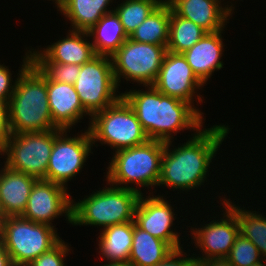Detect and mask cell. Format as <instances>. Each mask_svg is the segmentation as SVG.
Here are the masks:
<instances>
[{
	"label": "cell",
	"instance_id": "e575fe53",
	"mask_svg": "<svg viewBox=\"0 0 266 266\" xmlns=\"http://www.w3.org/2000/svg\"><path fill=\"white\" fill-rule=\"evenodd\" d=\"M198 266H234L226 258L209 259L207 261L198 262Z\"/></svg>",
	"mask_w": 266,
	"mask_h": 266
},
{
	"label": "cell",
	"instance_id": "3957f363",
	"mask_svg": "<svg viewBox=\"0 0 266 266\" xmlns=\"http://www.w3.org/2000/svg\"><path fill=\"white\" fill-rule=\"evenodd\" d=\"M25 55L8 103L10 132L22 134L59 129L49 109L46 78L31 63V51Z\"/></svg>",
	"mask_w": 266,
	"mask_h": 266
},
{
	"label": "cell",
	"instance_id": "83f0119b",
	"mask_svg": "<svg viewBox=\"0 0 266 266\" xmlns=\"http://www.w3.org/2000/svg\"><path fill=\"white\" fill-rule=\"evenodd\" d=\"M163 0H125L114 11L128 36Z\"/></svg>",
	"mask_w": 266,
	"mask_h": 266
},
{
	"label": "cell",
	"instance_id": "44dd1931",
	"mask_svg": "<svg viewBox=\"0 0 266 266\" xmlns=\"http://www.w3.org/2000/svg\"><path fill=\"white\" fill-rule=\"evenodd\" d=\"M112 0H61L58 11L70 20L73 31H89L109 10ZM108 9V10H107Z\"/></svg>",
	"mask_w": 266,
	"mask_h": 266
},
{
	"label": "cell",
	"instance_id": "52a82bcc",
	"mask_svg": "<svg viewBox=\"0 0 266 266\" xmlns=\"http://www.w3.org/2000/svg\"><path fill=\"white\" fill-rule=\"evenodd\" d=\"M88 130L92 142L100 141L115 151L145 144L149 139L133 108L121 97L104 110L94 113Z\"/></svg>",
	"mask_w": 266,
	"mask_h": 266
},
{
	"label": "cell",
	"instance_id": "f546056e",
	"mask_svg": "<svg viewBox=\"0 0 266 266\" xmlns=\"http://www.w3.org/2000/svg\"><path fill=\"white\" fill-rule=\"evenodd\" d=\"M49 81L75 84L79 76L81 65L60 64L55 62H31Z\"/></svg>",
	"mask_w": 266,
	"mask_h": 266
},
{
	"label": "cell",
	"instance_id": "603a6c76",
	"mask_svg": "<svg viewBox=\"0 0 266 266\" xmlns=\"http://www.w3.org/2000/svg\"><path fill=\"white\" fill-rule=\"evenodd\" d=\"M173 250L167 242L142 230L133 221V242L128 260L133 266H155Z\"/></svg>",
	"mask_w": 266,
	"mask_h": 266
},
{
	"label": "cell",
	"instance_id": "277c9868",
	"mask_svg": "<svg viewBox=\"0 0 266 266\" xmlns=\"http://www.w3.org/2000/svg\"><path fill=\"white\" fill-rule=\"evenodd\" d=\"M83 200L72 201V225L100 226L101 229L134 221L141 193L109 184Z\"/></svg>",
	"mask_w": 266,
	"mask_h": 266
},
{
	"label": "cell",
	"instance_id": "4fadbf2b",
	"mask_svg": "<svg viewBox=\"0 0 266 266\" xmlns=\"http://www.w3.org/2000/svg\"><path fill=\"white\" fill-rule=\"evenodd\" d=\"M203 85L205 84L193 72L183 54L169 51L166 52L156 81L153 83L162 94L186 101L193 107L195 101L193 96L196 95L197 88L200 90Z\"/></svg>",
	"mask_w": 266,
	"mask_h": 266
},
{
	"label": "cell",
	"instance_id": "4dcf8cb0",
	"mask_svg": "<svg viewBox=\"0 0 266 266\" xmlns=\"http://www.w3.org/2000/svg\"><path fill=\"white\" fill-rule=\"evenodd\" d=\"M70 248L62 239L49 251L34 259L28 266H66L64 259Z\"/></svg>",
	"mask_w": 266,
	"mask_h": 266
},
{
	"label": "cell",
	"instance_id": "ffe728a7",
	"mask_svg": "<svg viewBox=\"0 0 266 266\" xmlns=\"http://www.w3.org/2000/svg\"><path fill=\"white\" fill-rule=\"evenodd\" d=\"M222 31L206 33L189 50L182 53L193 72L204 84L215 70L223 68V61H220L225 46Z\"/></svg>",
	"mask_w": 266,
	"mask_h": 266
},
{
	"label": "cell",
	"instance_id": "9a60e30c",
	"mask_svg": "<svg viewBox=\"0 0 266 266\" xmlns=\"http://www.w3.org/2000/svg\"><path fill=\"white\" fill-rule=\"evenodd\" d=\"M143 194L135 209V224L152 236L167 242L173 249H183L180 246V235L171 229L176 219L174 217L176 214L172 211L173 206L168 203V200L163 199V196L152 195L151 197L152 193H149L145 198Z\"/></svg>",
	"mask_w": 266,
	"mask_h": 266
},
{
	"label": "cell",
	"instance_id": "1f68e13d",
	"mask_svg": "<svg viewBox=\"0 0 266 266\" xmlns=\"http://www.w3.org/2000/svg\"><path fill=\"white\" fill-rule=\"evenodd\" d=\"M12 73L9 68L0 64V102L8 104L14 93L16 81L12 85Z\"/></svg>",
	"mask_w": 266,
	"mask_h": 266
},
{
	"label": "cell",
	"instance_id": "ba28073f",
	"mask_svg": "<svg viewBox=\"0 0 266 266\" xmlns=\"http://www.w3.org/2000/svg\"><path fill=\"white\" fill-rule=\"evenodd\" d=\"M62 131L53 129L45 132L11 134L0 150V155L7 157L4 163L10 169L37 179H46L54 139Z\"/></svg>",
	"mask_w": 266,
	"mask_h": 266
},
{
	"label": "cell",
	"instance_id": "cb8c5ba5",
	"mask_svg": "<svg viewBox=\"0 0 266 266\" xmlns=\"http://www.w3.org/2000/svg\"><path fill=\"white\" fill-rule=\"evenodd\" d=\"M98 238L101 258L128 261L133 242V221L104 228Z\"/></svg>",
	"mask_w": 266,
	"mask_h": 266
},
{
	"label": "cell",
	"instance_id": "9c48e42d",
	"mask_svg": "<svg viewBox=\"0 0 266 266\" xmlns=\"http://www.w3.org/2000/svg\"><path fill=\"white\" fill-rule=\"evenodd\" d=\"M167 47L127 39L111 56L115 81L121 77L143 86L153 85L163 63Z\"/></svg>",
	"mask_w": 266,
	"mask_h": 266
},
{
	"label": "cell",
	"instance_id": "ab89813d",
	"mask_svg": "<svg viewBox=\"0 0 266 266\" xmlns=\"http://www.w3.org/2000/svg\"><path fill=\"white\" fill-rule=\"evenodd\" d=\"M2 219V209H1V206H0V220Z\"/></svg>",
	"mask_w": 266,
	"mask_h": 266
},
{
	"label": "cell",
	"instance_id": "2e32d148",
	"mask_svg": "<svg viewBox=\"0 0 266 266\" xmlns=\"http://www.w3.org/2000/svg\"><path fill=\"white\" fill-rule=\"evenodd\" d=\"M62 40L43 48L31 51V62H55L60 64L83 65L96 56L92 42L88 41V32L73 31ZM86 37V38H85ZM85 38V39H84Z\"/></svg>",
	"mask_w": 266,
	"mask_h": 266
},
{
	"label": "cell",
	"instance_id": "7402d4cb",
	"mask_svg": "<svg viewBox=\"0 0 266 266\" xmlns=\"http://www.w3.org/2000/svg\"><path fill=\"white\" fill-rule=\"evenodd\" d=\"M87 32L89 37H93L92 45L96 55L109 57L129 38L114 10L106 13Z\"/></svg>",
	"mask_w": 266,
	"mask_h": 266
},
{
	"label": "cell",
	"instance_id": "74e56055",
	"mask_svg": "<svg viewBox=\"0 0 266 266\" xmlns=\"http://www.w3.org/2000/svg\"><path fill=\"white\" fill-rule=\"evenodd\" d=\"M266 260H263L262 262L258 263V264H255V265H252V266H266ZM265 263V264H264Z\"/></svg>",
	"mask_w": 266,
	"mask_h": 266
},
{
	"label": "cell",
	"instance_id": "d6a6232c",
	"mask_svg": "<svg viewBox=\"0 0 266 266\" xmlns=\"http://www.w3.org/2000/svg\"><path fill=\"white\" fill-rule=\"evenodd\" d=\"M181 248L174 249L161 262L155 266H198V261L194 257H189ZM187 255L188 257H184Z\"/></svg>",
	"mask_w": 266,
	"mask_h": 266
},
{
	"label": "cell",
	"instance_id": "e0dca14e",
	"mask_svg": "<svg viewBox=\"0 0 266 266\" xmlns=\"http://www.w3.org/2000/svg\"><path fill=\"white\" fill-rule=\"evenodd\" d=\"M221 0H169L171 9L180 17L193 21L207 33L225 28L235 9L232 5L222 7ZM233 9V10H232Z\"/></svg>",
	"mask_w": 266,
	"mask_h": 266
},
{
	"label": "cell",
	"instance_id": "6da1fadb",
	"mask_svg": "<svg viewBox=\"0 0 266 266\" xmlns=\"http://www.w3.org/2000/svg\"><path fill=\"white\" fill-rule=\"evenodd\" d=\"M230 128L213 125L200 129L180 147L169 149L173 141L165 142L161 161V175L157 186L188 191L201 187L208 175V167Z\"/></svg>",
	"mask_w": 266,
	"mask_h": 266
},
{
	"label": "cell",
	"instance_id": "7a4b0ae2",
	"mask_svg": "<svg viewBox=\"0 0 266 266\" xmlns=\"http://www.w3.org/2000/svg\"><path fill=\"white\" fill-rule=\"evenodd\" d=\"M147 87L146 91L135 89L121 94L135 111L149 140L168 142L174 138L172 133L186 129L198 132L204 127L202 121L205 118L196 107L162 94L153 85Z\"/></svg>",
	"mask_w": 266,
	"mask_h": 266
},
{
	"label": "cell",
	"instance_id": "d4e9b609",
	"mask_svg": "<svg viewBox=\"0 0 266 266\" xmlns=\"http://www.w3.org/2000/svg\"><path fill=\"white\" fill-rule=\"evenodd\" d=\"M170 4L161 2L129 36V39L167 47L169 40Z\"/></svg>",
	"mask_w": 266,
	"mask_h": 266
},
{
	"label": "cell",
	"instance_id": "f35d334b",
	"mask_svg": "<svg viewBox=\"0 0 266 266\" xmlns=\"http://www.w3.org/2000/svg\"><path fill=\"white\" fill-rule=\"evenodd\" d=\"M53 1H55V3H56L55 5L58 7L61 0H53Z\"/></svg>",
	"mask_w": 266,
	"mask_h": 266
},
{
	"label": "cell",
	"instance_id": "5b68a950",
	"mask_svg": "<svg viewBox=\"0 0 266 266\" xmlns=\"http://www.w3.org/2000/svg\"><path fill=\"white\" fill-rule=\"evenodd\" d=\"M164 148L165 142L148 140L145 144L115 151L107 167V182L111 186L122 185L120 188L135 189L141 194L142 191L137 188L138 186L155 187L161 175ZM128 183H134L137 187H130Z\"/></svg>",
	"mask_w": 266,
	"mask_h": 266
},
{
	"label": "cell",
	"instance_id": "d6986e66",
	"mask_svg": "<svg viewBox=\"0 0 266 266\" xmlns=\"http://www.w3.org/2000/svg\"><path fill=\"white\" fill-rule=\"evenodd\" d=\"M0 171V206L2 218L21 216L37 178L4 165Z\"/></svg>",
	"mask_w": 266,
	"mask_h": 266
},
{
	"label": "cell",
	"instance_id": "4316f807",
	"mask_svg": "<svg viewBox=\"0 0 266 266\" xmlns=\"http://www.w3.org/2000/svg\"><path fill=\"white\" fill-rule=\"evenodd\" d=\"M207 32L193 21L178 16L170 6L167 51L182 54L196 44Z\"/></svg>",
	"mask_w": 266,
	"mask_h": 266
},
{
	"label": "cell",
	"instance_id": "8d00e7d4",
	"mask_svg": "<svg viewBox=\"0 0 266 266\" xmlns=\"http://www.w3.org/2000/svg\"><path fill=\"white\" fill-rule=\"evenodd\" d=\"M101 266H133L129 261H108Z\"/></svg>",
	"mask_w": 266,
	"mask_h": 266
},
{
	"label": "cell",
	"instance_id": "836d02e7",
	"mask_svg": "<svg viewBox=\"0 0 266 266\" xmlns=\"http://www.w3.org/2000/svg\"><path fill=\"white\" fill-rule=\"evenodd\" d=\"M8 104L0 102V150L10 138Z\"/></svg>",
	"mask_w": 266,
	"mask_h": 266
},
{
	"label": "cell",
	"instance_id": "8992f818",
	"mask_svg": "<svg viewBox=\"0 0 266 266\" xmlns=\"http://www.w3.org/2000/svg\"><path fill=\"white\" fill-rule=\"evenodd\" d=\"M55 229L21 216H7L0 220V239L14 266H28L61 240Z\"/></svg>",
	"mask_w": 266,
	"mask_h": 266
},
{
	"label": "cell",
	"instance_id": "d590c367",
	"mask_svg": "<svg viewBox=\"0 0 266 266\" xmlns=\"http://www.w3.org/2000/svg\"><path fill=\"white\" fill-rule=\"evenodd\" d=\"M0 266H14L8 252L0 239Z\"/></svg>",
	"mask_w": 266,
	"mask_h": 266
},
{
	"label": "cell",
	"instance_id": "7c38bea8",
	"mask_svg": "<svg viewBox=\"0 0 266 266\" xmlns=\"http://www.w3.org/2000/svg\"><path fill=\"white\" fill-rule=\"evenodd\" d=\"M67 186L46 179H37L32 187L27 206L21 217L51 227L52 220L63 214L72 224V201Z\"/></svg>",
	"mask_w": 266,
	"mask_h": 266
},
{
	"label": "cell",
	"instance_id": "ac0fdd59",
	"mask_svg": "<svg viewBox=\"0 0 266 266\" xmlns=\"http://www.w3.org/2000/svg\"><path fill=\"white\" fill-rule=\"evenodd\" d=\"M46 84L52 120L59 129L70 131L83 116L91 117L83 108L74 85L47 79Z\"/></svg>",
	"mask_w": 266,
	"mask_h": 266
},
{
	"label": "cell",
	"instance_id": "30bf717a",
	"mask_svg": "<svg viewBox=\"0 0 266 266\" xmlns=\"http://www.w3.org/2000/svg\"><path fill=\"white\" fill-rule=\"evenodd\" d=\"M74 87L83 108L91 116L114 104L122 97V94H116L118 86L114 77L111 57L105 55H96L81 65Z\"/></svg>",
	"mask_w": 266,
	"mask_h": 266
},
{
	"label": "cell",
	"instance_id": "5bb4252c",
	"mask_svg": "<svg viewBox=\"0 0 266 266\" xmlns=\"http://www.w3.org/2000/svg\"><path fill=\"white\" fill-rule=\"evenodd\" d=\"M223 208L225 212H223L220 221L213 219L209 224L206 223L205 226L198 229L191 228L192 239L196 240L195 244L203 255L195 257L198 262L227 258L236 237L239 235V224L236 215L226 205Z\"/></svg>",
	"mask_w": 266,
	"mask_h": 266
},
{
	"label": "cell",
	"instance_id": "8fae6325",
	"mask_svg": "<svg viewBox=\"0 0 266 266\" xmlns=\"http://www.w3.org/2000/svg\"><path fill=\"white\" fill-rule=\"evenodd\" d=\"M67 132L63 130L54 139L46 172V180L64 187L83 169L94 146L88 129L77 137L68 136Z\"/></svg>",
	"mask_w": 266,
	"mask_h": 266
},
{
	"label": "cell",
	"instance_id": "f1b7e54d",
	"mask_svg": "<svg viewBox=\"0 0 266 266\" xmlns=\"http://www.w3.org/2000/svg\"><path fill=\"white\" fill-rule=\"evenodd\" d=\"M226 259L234 266H252L264 260L258 248L241 234L236 237Z\"/></svg>",
	"mask_w": 266,
	"mask_h": 266
},
{
	"label": "cell",
	"instance_id": "484cf974",
	"mask_svg": "<svg viewBox=\"0 0 266 266\" xmlns=\"http://www.w3.org/2000/svg\"><path fill=\"white\" fill-rule=\"evenodd\" d=\"M228 200L224 199L222 205H226L236 215L239 234L249 239L258 248L261 257L266 259V217L256 211L243 210Z\"/></svg>",
	"mask_w": 266,
	"mask_h": 266
}]
</instances>
